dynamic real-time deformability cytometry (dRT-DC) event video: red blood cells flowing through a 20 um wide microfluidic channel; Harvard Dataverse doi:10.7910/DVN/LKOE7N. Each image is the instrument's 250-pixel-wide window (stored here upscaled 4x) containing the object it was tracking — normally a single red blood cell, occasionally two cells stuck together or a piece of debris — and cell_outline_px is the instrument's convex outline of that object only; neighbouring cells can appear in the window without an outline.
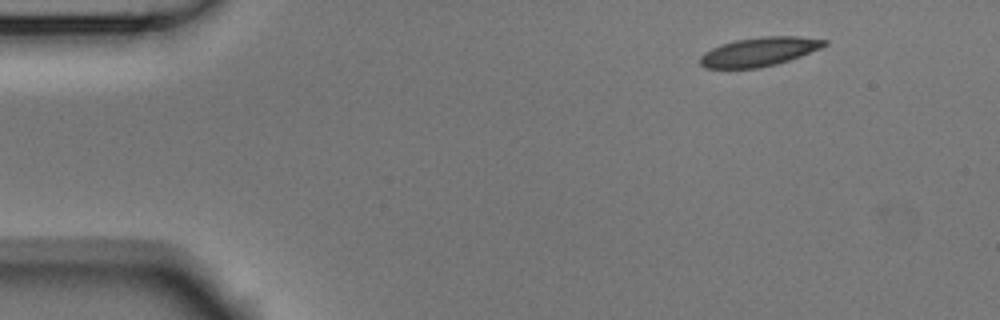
{"species": "Egyptian fruit bat (a non-hibernating species)", "species_latin": "Rousettus aegyptiacus", "temperature_condition": "room temperature", "stored_images_in_passage": 48, "camera_frame_rate_fps": 3000, "um_per_image_px": 0.085, "animal": {"sex": "male"}, "frame": {"image": 1, "passage_image": 1, "time_ms": 0.0, "image_size_px": [1000, 320], "cell_outline_px": [[828, 44], [820, 48], [800, 56], [776, 64], [760, 68], [704, 68], [700, 64], [700, 56], [704, 52], [720, 44], [736, 40], [760, 36], [796, 36], [828, 40]], "centroid_in_image_um": [64.51, 4.39], "position_along_channel_um": 20.5, "area_um2": 20.92}}
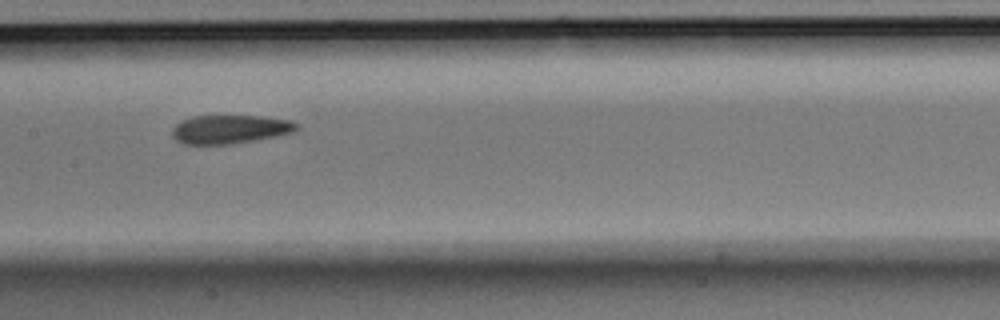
{"frame": {"image": 2, "passage_image": 21, "time_ms": 6.667, "image_size_px": [1000, 320], "cell_outline_px": [[300, 128], [296, 132], [256, 140], [228, 144], [184, 144], [176, 140], [172, 136], [172, 128], [180, 120], [192, 116], [260, 116], [288, 120], [300, 124]], "centroid_in_image_um": [19.56, 10.98], "position_along_channel_um": 187.8, "area_um2": 20.92}}
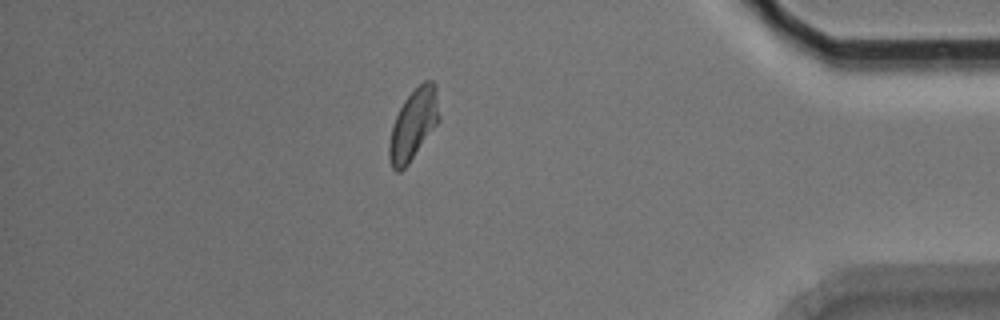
{"frame": {"image": 3, "passage_image": 41, "time_ms": 13.333, "image_size_px": [1000, 320], "cell_outline_px": [[440, 120], [408, 164], [400, 172], [396, 172], [392, 168], [388, 156], [388, 144], [392, 124], [404, 100], [424, 80], [432, 80], [436, 84], [440, 116]], "centroid_in_image_um": [35.14, 10.58], "position_along_channel_um": 400.1, "area_um2": 20.63}, "authors_computed_cell_mechanics": {"area_um2": 21.0103, "velocity_mm_per_s": 3.7481, "shape_relaxation_time_tau1_ms": 8.0777, "shape_relaxation_time_tau2_ms": 2.7462, "deformation_change_tau1": 0.1375, "deformation_change_tau2": 0.0678}}